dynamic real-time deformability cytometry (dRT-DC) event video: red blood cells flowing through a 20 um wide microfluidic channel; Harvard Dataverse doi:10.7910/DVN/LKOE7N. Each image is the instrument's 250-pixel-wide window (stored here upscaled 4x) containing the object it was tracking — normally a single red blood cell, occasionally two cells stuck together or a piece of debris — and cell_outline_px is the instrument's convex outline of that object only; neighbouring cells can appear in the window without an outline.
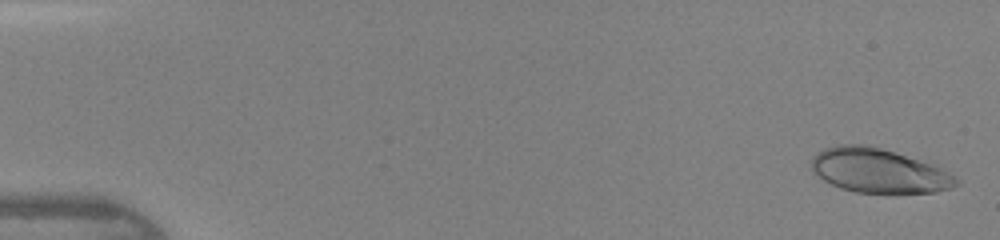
{"species": "human", "species_latin": "Homo sapiens", "temperature_condition": "warm", "stored_images_in_passage": 9, "camera_frame_rate_fps": 3000, "um_per_image_px": 0.085, "donor": {"sex": "female"}, "frame": {"image": 1, "passage_image": 1, "time_ms": 0.0, "image_size_px": [1000, 240], "cell_outline_px": [[960, 184], [952, 188], [936, 192], [856, 192], [840, 188], [824, 180], [812, 172], [812, 156], [816, 152], [824, 148], [836, 144], [864, 144], [880, 148], [940, 168], [956, 176], [960, 180]], "centroid_in_image_um": [74.65, 14.51], "position_along_channel_um": 10.4, "area_um2": 36.88}}